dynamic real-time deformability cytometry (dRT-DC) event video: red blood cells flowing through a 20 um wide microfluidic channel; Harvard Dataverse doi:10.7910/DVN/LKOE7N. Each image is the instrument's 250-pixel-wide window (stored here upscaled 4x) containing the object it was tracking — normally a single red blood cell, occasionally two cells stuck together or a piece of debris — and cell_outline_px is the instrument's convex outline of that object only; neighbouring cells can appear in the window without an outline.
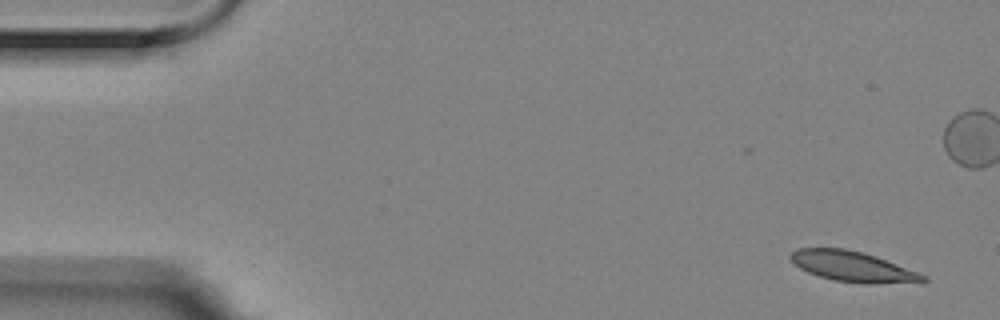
{"species": "Egyptian fruit bat (a non-hibernating species)", "species_latin": "Rousettus aegyptiacus", "temperature_condition": "room temperature", "stored_images_in_passage": 9, "camera_frame_rate_fps": 3000, "um_per_image_px": 0.085, "animal": {"sex": "female"}, "frame": {"image": 1, "passage_image": 1, "time_ms": 0.0, "image_size_px": [1000, 320], "cell_outline_px": [[928, 280], [924, 284], [868, 284], [832, 280], [808, 272], [800, 268], [788, 256], [796, 248], [844, 248], [864, 252], [876, 256], [916, 272], [924, 276]], "centroid_in_image_um": [72.54, 22.68], "position_along_channel_um": 12.5, "area_um2": 23.7}}
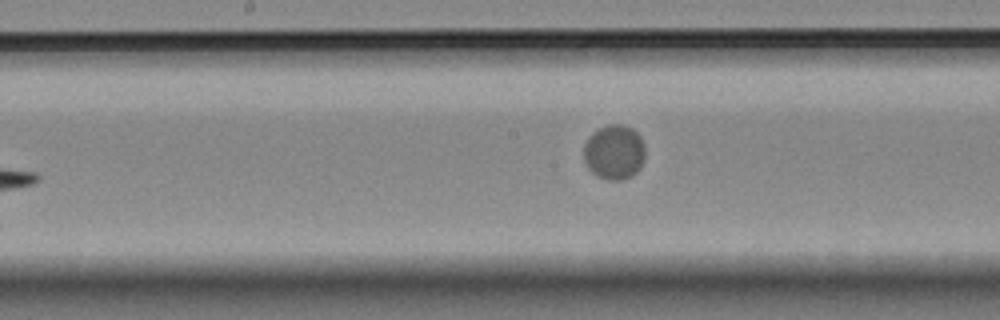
{"frame": {"image": 2, "passage_image": 9, "time_ms": 2.667, "image_size_px": [1000, 320], "cell_outline_px": [[644, 160], [640, 168], [632, 176], [620, 180], [608, 180], [596, 176], [588, 168], [584, 160], [584, 144], [588, 136], [592, 132], [608, 124], [624, 124], [632, 128], [640, 136], [644, 144]], "centroid_in_image_um": [52.2, 12.93], "position_along_channel_um": 196.0, "area_um2": 19.83}}